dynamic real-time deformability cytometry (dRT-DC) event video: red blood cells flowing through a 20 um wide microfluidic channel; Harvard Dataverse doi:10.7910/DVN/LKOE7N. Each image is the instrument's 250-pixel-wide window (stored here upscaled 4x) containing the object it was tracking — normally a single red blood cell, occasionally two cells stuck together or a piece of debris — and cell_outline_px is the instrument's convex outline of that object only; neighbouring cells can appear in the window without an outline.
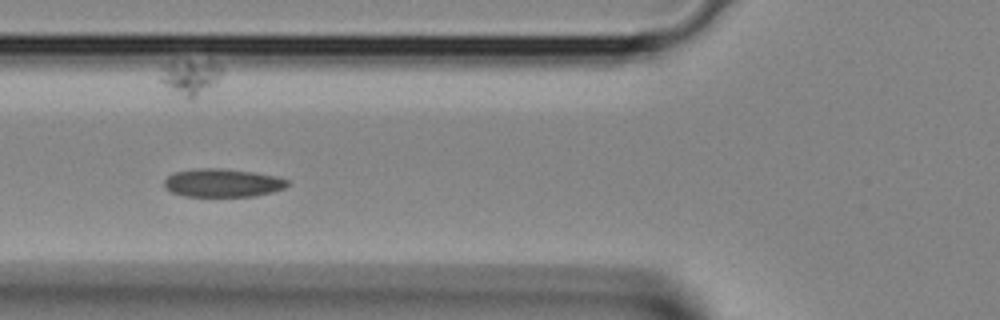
{"species": "Egyptian fruit bat (a non-hibernating species)", "species_latin": "Rousettus aegyptiacus", "temperature_condition": "room temperature", "stored_images_in_passage": 25, "camera_frame_rate_fps": 3000, "um_per_image_px": 0.085, "animal": {"sex": "female"}, "frame": {"image": 1, "passage_image": 8, "time_ms": 2.333, "image_size_px": [1000, 320], "cell_outline_px": [[292, 184], [284, 188], [272, 192], [256, 196], [184, 196], [172, 192], [164, 188], [164, 180], [172, 172], [196, 168], [220, 168], [252, 172], [276, 176], [288, 180]], "centroid_in_image_um": [18.91, 15.54], "position_along_channel_um": 106.9, "area_um2": 20.46}}